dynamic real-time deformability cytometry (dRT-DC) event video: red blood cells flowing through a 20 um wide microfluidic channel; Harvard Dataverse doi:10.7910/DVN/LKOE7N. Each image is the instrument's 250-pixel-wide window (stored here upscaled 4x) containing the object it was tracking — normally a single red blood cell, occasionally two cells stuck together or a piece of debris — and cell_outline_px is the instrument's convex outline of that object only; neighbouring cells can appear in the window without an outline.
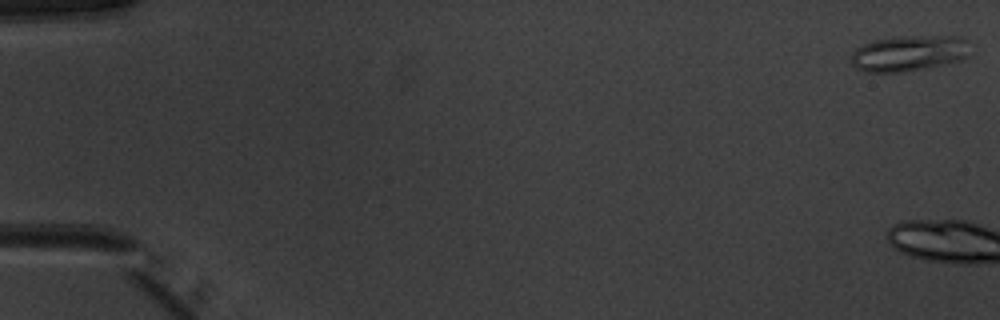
{"species": "common noctule bat (a hibernating species)", "species_latin": "Nyctalus noctula", "temperature_condition": "warm", "stored_images_in_passage": 4, "camera_frame_rate_fps": 3000, "um_per_image_px": 0.085, "animal": {"sex": "male", "body_mass_g": 20.1, "forearm_length_mm": 53.5}, "frame": {"image": 1, "passage_image": 1, "time_ms": 0.0, "image_size_px": [1000, 320], "cell_outline_px": [[968, 56], [964, 60], [924, 68], [900, 72], [864, 72], [856, 68], [852, 64], [848, 56], [856, 48], [872, 40], [904, 36], [956, 36], [968, 40]], "centroid_in_image_um": [77.23, 4.53], "position_along_channel_um": 7.8, "area_um2": 25.03}}